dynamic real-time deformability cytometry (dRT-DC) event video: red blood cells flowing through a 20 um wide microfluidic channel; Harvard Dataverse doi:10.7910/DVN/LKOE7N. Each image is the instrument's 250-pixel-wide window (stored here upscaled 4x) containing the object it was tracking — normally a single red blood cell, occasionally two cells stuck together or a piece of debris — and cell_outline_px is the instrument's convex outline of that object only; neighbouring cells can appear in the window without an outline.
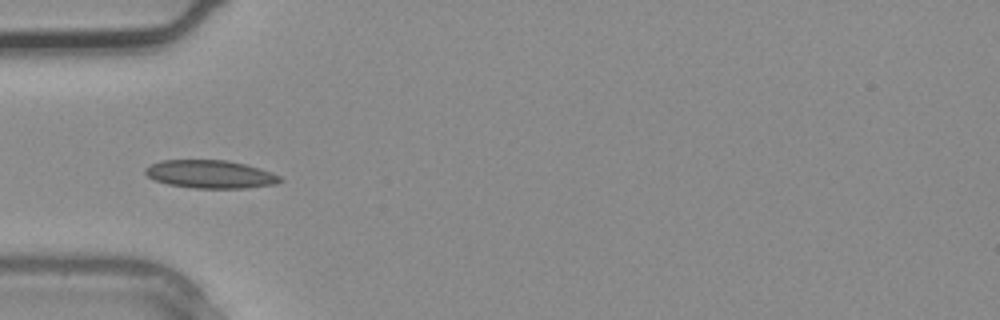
{"species": "common noctule bat (a hibernating species)", "species_latin": "Nyctalus noctula", "temperature_condition": "warm", "stored_images_in_passage": 3, "camera_frame_rate_fps": 3000, "um_per_image_px": 0.085, "animal": {"sex": "male", "body_mass_g": 20.4}, "frame": {"image": 1, "passage_image": 3, "time_ms": 0.667, "image_size_px": [1000, 320], "cell_outline_px": [[284, 180], [276, 184], [248, 188], [192, 188], [168, 184], [156, 180], [148, 176], [144, 172], [144, 168], [160, 160], [228, 160], [244, 164], [272, 172], [280, 176]], "centroid_in_image_um": [17.89, 14.81], "position_along_channel_um": 67.1, "area_um2": 22.08}}